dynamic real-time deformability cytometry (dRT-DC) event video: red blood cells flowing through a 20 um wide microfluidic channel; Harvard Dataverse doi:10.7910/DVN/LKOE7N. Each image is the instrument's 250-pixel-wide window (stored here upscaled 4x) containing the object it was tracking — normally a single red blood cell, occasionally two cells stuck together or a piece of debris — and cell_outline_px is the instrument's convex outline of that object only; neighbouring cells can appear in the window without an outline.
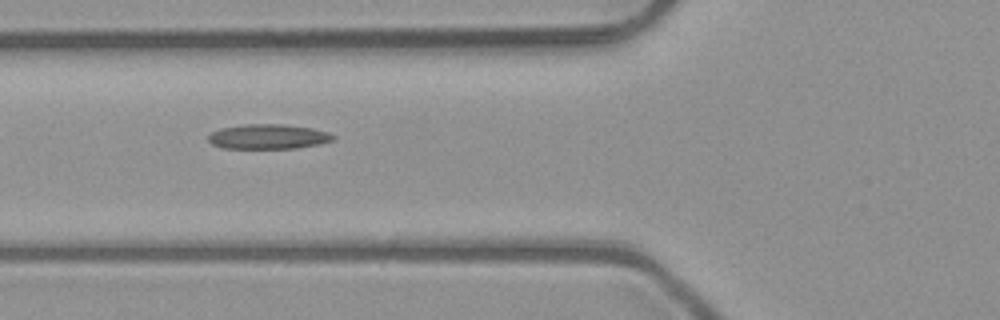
{"species": "common noctule bat (a hibernating species)", "species_latin": "Nyctalus noctula", "temperature_condition": "room temperature", "stored_images_in_passage": 7, "camera_frame_rate_fps": 3000, "um_per_image_px": 0.085, "animal": {"sex": "male", "body_mass_g": 23.1, "forearm_length_mm": 52.7}, "frame": {"image": 1, "passage_image": 7, "time_ms": 2.0, "image_size_px": [1000, 320], "cell_outline_px": [[336, 136], [332, 140], [316, 144], [296, 148], [224, 148], [212, 144], [208, 140], [208, 136], [212, 132], [220, 128], [244, 124], [284, 124], [312, 128], [328, 132]], "centroid_in_image_um": [22.77, 11.6], "position_along_channel_um": 103.0, "area_um2": 17.92}}